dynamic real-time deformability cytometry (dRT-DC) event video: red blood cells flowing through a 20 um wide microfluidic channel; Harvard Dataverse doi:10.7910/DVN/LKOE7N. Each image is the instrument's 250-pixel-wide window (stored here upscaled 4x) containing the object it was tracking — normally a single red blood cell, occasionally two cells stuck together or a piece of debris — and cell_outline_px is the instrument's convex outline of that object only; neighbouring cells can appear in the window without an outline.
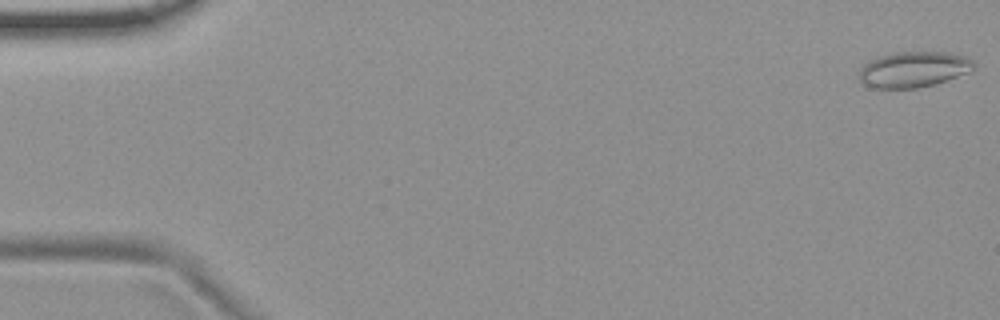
{"species": "common noctule bat (a hibernating species)", "species_latin": "Nyctalus noctula", "temperature_condition": "room temperature", "stored_images_in_passage": 5, "camera_frame_rate_fps": 3000, "um_per_image_px": 0.085, "animal": {"sex": "female", "body_mass_g": 19.9}, "frame": {"image": 1, "passage_image": 1, "time_ms": 0.0, "image_size_px": [1000, 320], "cell_outline_px": [[976, 64], [968, 72], [948, 80], [936, 84], [916, 88], [872, 88], [864, 84], [860, 80], [860, 68], [868, 60], [880, 56], [896, 52], [944, 52], [968, 56]], "centroid_in_image_um": [77.65, 5.9], "position_along_channel_um": 7.3, "area_um2": 23.93}}